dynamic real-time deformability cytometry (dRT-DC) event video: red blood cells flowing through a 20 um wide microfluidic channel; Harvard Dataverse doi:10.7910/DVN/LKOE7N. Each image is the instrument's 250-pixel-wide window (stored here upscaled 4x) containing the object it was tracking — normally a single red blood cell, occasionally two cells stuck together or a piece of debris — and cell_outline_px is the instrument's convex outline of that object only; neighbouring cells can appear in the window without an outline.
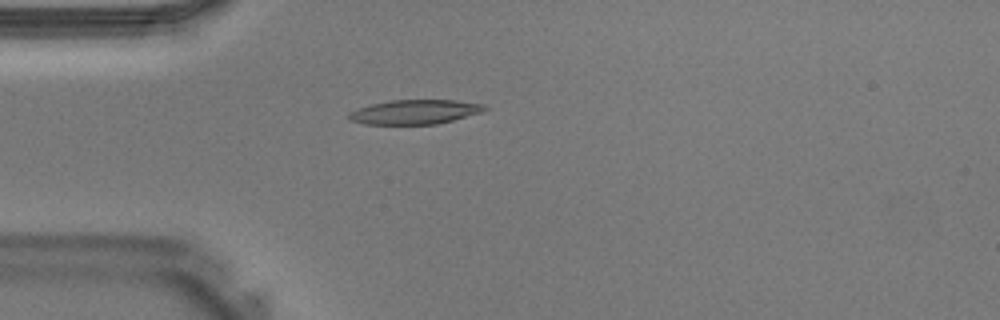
{"species": "Egyptian fruit bat (a non-hibernating species)", "species_latin": "Rousettus aegyptiacus", "temperature_condition": "warm", "stored_images_in_passage": 39, "camera_frame_rate_fps": 3000, "um_per_image_px": 0.085, "animal": {"sex": "male"}, "frame": {"image": 1, "passage_image": 10, "time_ms": 3.0, "image_size_px": [1000, 320], "cell_outline_px": [[488, 108], [484, 112], [436, 124], [364, 124], [348, 120], [348, 112], [372, 104], [388, 100], [452, 100], [484, 104]], "centroid_in_image_um": [35.26, 9.51], "position_along_channel_um": 49.7, "area_um2": 19.31}}
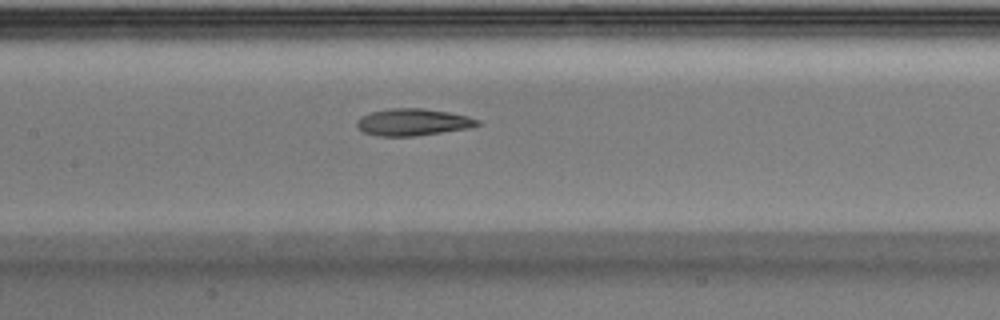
{"frame": {"image": 2, "passage_image": 18, "time_ms": 5.667, "image_size_px": [1000, 320], "cell_outline_px": [[480, 124], [468, 128], [416, 136], [376, 136], [364, 132], [356, 128], [356, 120], [360, 116], [372, 112], [388, 108], [424, 108], [448, 112], [468, 116], [480, 120]], "centroid_in_image_um": [35.05, 10.38], "position_along_channel_um": 172.3, "area_um2": 19.07}}
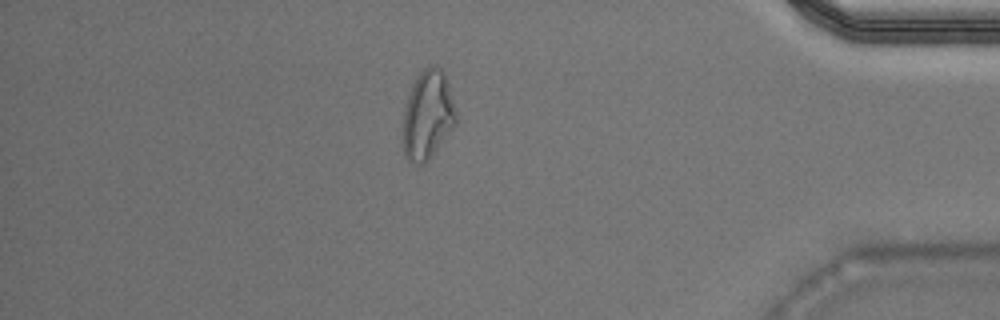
{"frame": {"image": 3, "passage_image": 34, "time_ms": 11.0, "image_size_px": [1000, 320], "cell_outline_px": [[456, 124], [428, 160], [424, 164], [416, 164], [404, 152], [404, 108], [412, 84], [420, 72], [424, 68], [432, 64], [436, 64], [444, 72], [456, 112]], "centroid_in_image_um": [36.37, 9.73], "position_along_channel_um": 398.8, "area_um2": 26.93}}